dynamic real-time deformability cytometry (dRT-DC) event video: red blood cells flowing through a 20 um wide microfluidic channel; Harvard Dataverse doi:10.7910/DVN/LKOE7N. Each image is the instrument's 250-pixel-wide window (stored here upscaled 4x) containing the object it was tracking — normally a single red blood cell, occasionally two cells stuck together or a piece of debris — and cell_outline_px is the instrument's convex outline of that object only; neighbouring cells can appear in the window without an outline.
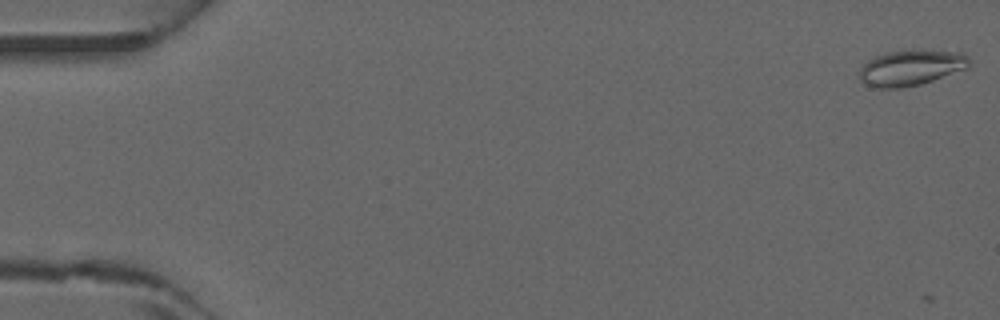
{"species": "common noctule bat (a hibernating species)", "species_latin": "Nyctalus noctula", "temperature_condition": "warm", "stored_images_in_passage": 4, "camera_frame_rate_fps": 3000, "um_per_image_px": 0.085, "animal": {"sex": "male", "forearm_length_mm": 52.5}, "frame": {"image": 1, "passage_image": 4, "time_ms": 1.0, "image_size_px": [1000, 320], "cell_outline_px": [[968, 68], [920, 84], [900, 88], [880, 88], [868, 84], [860, 80], [860, 68], [868, 60], [884, 52], [920, 48], [960, 52], [968, 56]], "centroid_in_image_um": [77.44, 5.72], "position_along_channel_um": 7.6, "area_um2": 22.95}}